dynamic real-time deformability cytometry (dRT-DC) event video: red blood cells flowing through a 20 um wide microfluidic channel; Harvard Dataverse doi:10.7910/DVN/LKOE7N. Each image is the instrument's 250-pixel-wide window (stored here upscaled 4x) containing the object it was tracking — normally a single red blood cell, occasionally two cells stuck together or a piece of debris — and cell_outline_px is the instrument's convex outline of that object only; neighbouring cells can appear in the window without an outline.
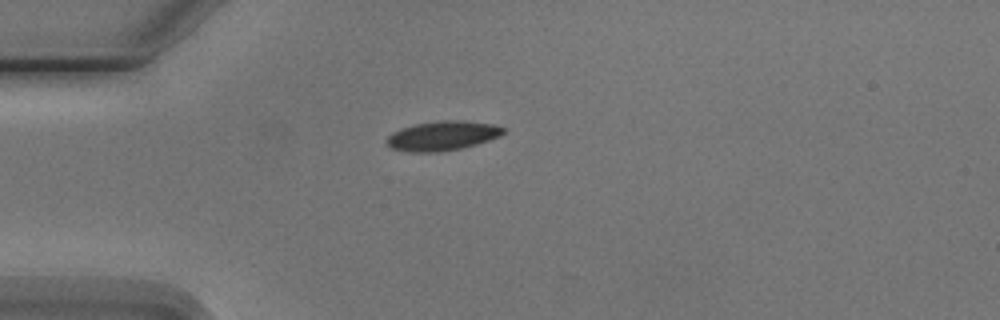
{"species": "Egyptian fruit bat (a non-hibernating species)", "species_latin": "Rousettus aegyptiacus", "temperature_condition": "cold", "stored_images_in_passage": 1, "camera_frame_rate_fps": 3000, "um_per_image_px": 0.085, "animal": {"sex": "male"}, "frame": {"image": 1, "passage_image": 1, "time_ms": 0.0, "image_size_px": [1000, 320], "cell_outline_px": [[504, 132], [500, 136], [476, 144], [460, 148], [440, 152], [408, 152], [392, 148], [384, 140], [392, 132], [400, 128], [416, 124], [444, 120], [456, 120], [492, 124], [504, 128]], "centroid_in_image_um": [37.56, 11.55], "position_along_channel_um": 47.4, "area_um2": 19.83}}